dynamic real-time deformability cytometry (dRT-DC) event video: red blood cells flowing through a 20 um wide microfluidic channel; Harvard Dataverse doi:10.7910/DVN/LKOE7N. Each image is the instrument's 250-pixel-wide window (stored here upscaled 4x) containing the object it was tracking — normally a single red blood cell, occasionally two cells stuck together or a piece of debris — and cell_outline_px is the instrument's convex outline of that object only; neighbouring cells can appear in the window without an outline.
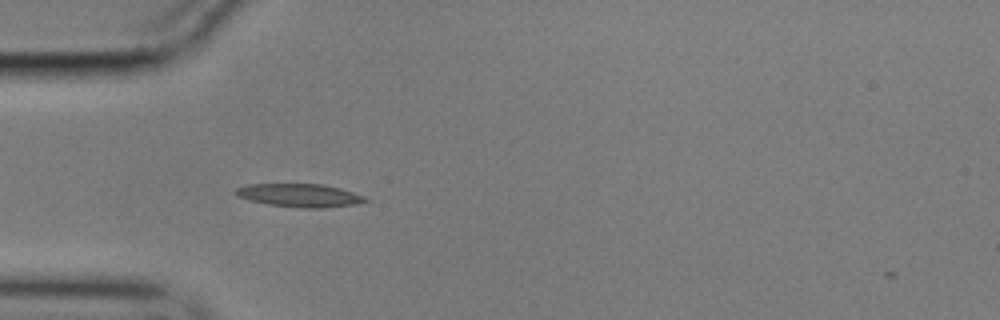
{"species": "common noctule bat (a hibernating species)", "species_latin": "Nyctalus noctula", "temperature_condition": "cold", "stored_images_in_passage": 43, "camera_frame_rate_fps": 3000, "um_per_image_px": 0.085, "animal": {"sex": "male", "body_mass_g": 17.9}, "frame": {"image": 1, "passage_image": 3, "time_ms": 0.667, "image_size_px": [1000, 320], "cell_outline_px": [[372, 200], [356, 204], [320, 208], [300, 208], [268, 204], [248, 200], [236, 196], [232, 192], [236, 188], [248, 184], [320, 184], [340, 188], [364, 196]], "centroid_in_image_um": [25.44, 16.61], "position_along_channel_um": 59.6, "area_um2": 17.63}}
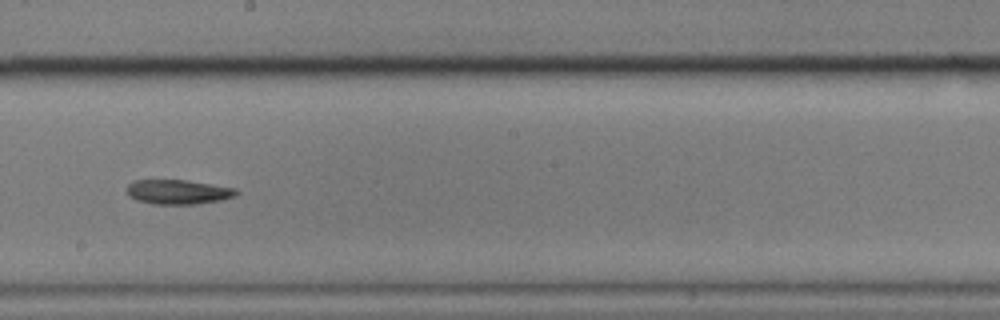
{"frame": {"image": 2, "passage_image": 18, "time_ms": 5.667, "image_size_px": [1000, 320], "cell_outline_px": [[240, 192], [236, 196], [220, 200], [196, 204], [152, 204], [136, 200], [128, 196], [124, 188], [132, 180], [184, 180], [212, 184], [236, 188]], "centroid_in_image_um": [15.1, 16.31], "position_along_channel_um": 233.1, "area_um2": 15.9}}
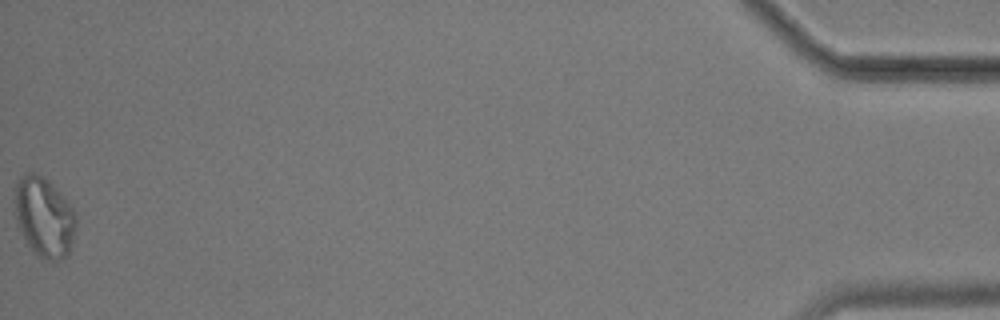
{"frame": {"image": 3, "passage_image": 43, "time_ms": 14.0, "image_size_px": [1000, 320], "cell_outline_px": [[76, 224], [72, 244], [68, 256], [60, 260], [48, 260], [36, 256], [24, 240], [16, 224], [12, 200], [16, 184], [24, 172], [32, 172], [48, 180], [56, 188], [72, 208], [76, 216]], "centroid_in_image_um": [3.71, 18.47], "position_along_channel_um": 431.5, "area_um2": 29.07}}